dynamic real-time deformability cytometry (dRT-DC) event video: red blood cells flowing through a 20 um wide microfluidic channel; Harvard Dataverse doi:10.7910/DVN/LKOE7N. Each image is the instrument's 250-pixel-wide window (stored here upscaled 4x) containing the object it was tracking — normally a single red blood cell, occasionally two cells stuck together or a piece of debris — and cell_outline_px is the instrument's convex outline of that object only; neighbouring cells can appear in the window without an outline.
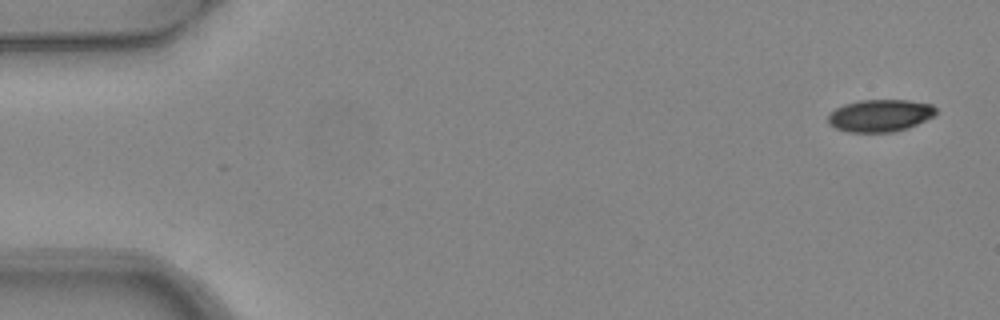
{"species": "common noctule bat (a hibernating species)", "species_latin": "Nyctalus noctula", "temperature_condition": "warm", "stored_images_in_passage": 8, "camera_frame_rate_fps": 3000, "um_per_image_px": 0.085, "animal": {"sex": "female", "body_mass_g": 24.6, "forearm_length_mm": 56.2}, "frame": {"image": 1, "passage_image": 1, "time_ms": 0.0, "image_size_px": [1000, 320], "cell_outline_px": [[936, 112], [932, 116], [908, 128], [892, 132], [848, 132], [836, 128], [828, 124], [828, 116], [836, 108], [844, 104], [860, 100], [908, 100], [932, 104], [936, 108]], "centroid_in_image_um": [74.79, 9.82], "position_along_channel_um": 10.2, "area_um2": 20.17}}
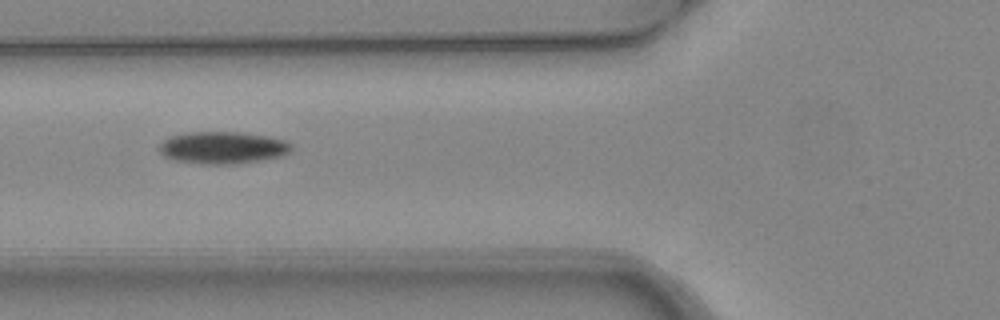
{"frame": {"image": 2, "passage_image": 6, "time_ms": 1.667, "image_size_px": [1000, 320], "cell_outline_px": [[292, 148], [284, 156], [260, 160], [232, 164], [200, 164], [176, 160], [164, 156], [160, 152], [160, 144], [164, 140], [172, 136], [188, 132], [236, 132], [268, 136], [284, 140], [292, 144]], "centroid_in_image_um": [18.95, 12.55], "position_along_channel_um": 106.9, "area_um2": 24.62}}
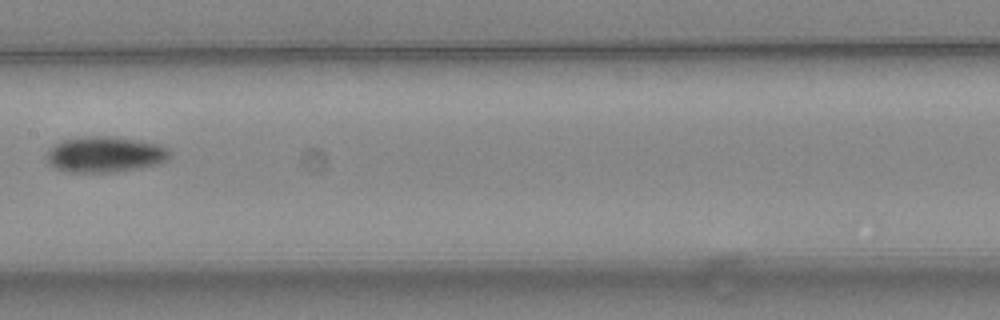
{"frame": {"image": 3, "passage_image": 8, "time_ms": 2.333, "image_size_px": [1000, 320], "cell_outline_px": [[172, 156], [168, 160], [160, 164], [116, 172], [68, 172], [56, 168], [48, 164], [44, 156], [48, 148], [64, 140], [84, 136], [116, 136], [160, 144], [168, 148], [172, 152]], "centroid_in_image_um": [8.95, 13.12], "position_along_channel_um": 198.5, "area_um2": 26.24}}